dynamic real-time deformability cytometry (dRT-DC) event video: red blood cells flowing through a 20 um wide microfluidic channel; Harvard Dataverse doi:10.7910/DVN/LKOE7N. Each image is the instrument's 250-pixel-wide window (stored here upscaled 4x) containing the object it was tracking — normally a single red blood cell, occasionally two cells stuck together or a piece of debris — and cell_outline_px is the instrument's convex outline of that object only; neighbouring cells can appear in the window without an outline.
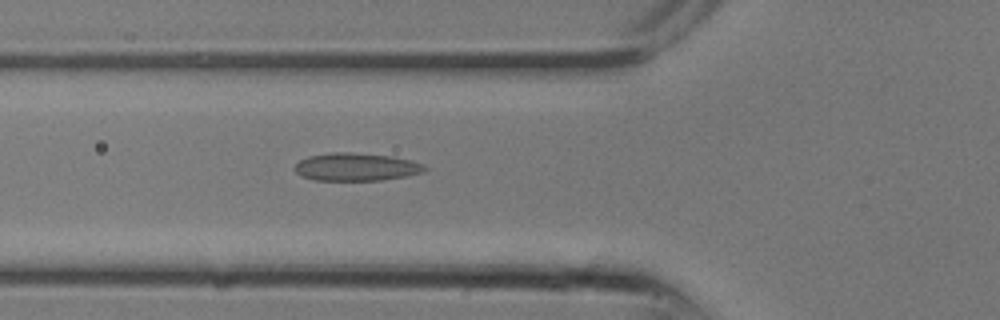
{"species": "common noctule bat (a hibernating species)", "species_latin": "Nyctalus noctula", "temperature_condition": "room temperature", "stored_images_in_passage": 9, "camera_frame_rate_fps": 3000, "um_per_image_px": 0.085, "animal": {"sex": "male", "body_mass_g": 13.3}, "frame": {"image": 1, "passage_image": 9, "time_ms": 2.667, "image_size_px": [1000, 320], "cell_outline_px": [[428, 168], [424, 172], [408, 176], [384, 180], [312, 180], [300, 176], [292, 168], [300, 160], [308, 156], [332, 152], [348, 152], [392, 156], [412, 160], [424, 164]], "centroid_in_image_um": [30.29, 14.19], "position_along_channel_um": 95.5, "area_um2": 21.39}}